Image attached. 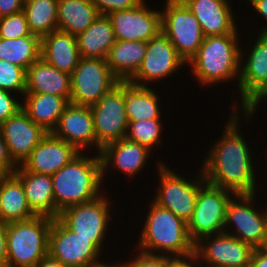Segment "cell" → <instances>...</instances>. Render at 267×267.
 <instances>
[{
  "label": "cell",
  "instance_id": "obj_24",
  "mask_svg": "<svg viewBox=\"0 0 267 267\" xmlns=\"http://www.w3.org/2000/svg\"><path fill=\"white\" fill-rule=\"evenodd\" d=\"M41 58L71 75L80 59L76 36L59 30L42 36Z\"/></svg>",
  "mask_w": 267,
  "mask_h": 267
},
{
  "label": "cell",
  "instance_id": "obj_18",
  "mask_svg": "<svg viewBox=\"0 0 267 267\" xmlns=\"http://www.w3.org/2000/svg\"><path fill=\"white\" fill-rule=\"evenodd\" d=\"M148 3V0H145L135 8L107 15L116 40L148 42L161 32L160 8H151V3Z\"/></svg>",
  "mask_w": 267,
  "mask_h": 267
},
{
  "label": "cell",
  "instance_id": "obj_20",
  "mask_svg": "<svg viewBox=\"0 0 267 267\" xmlns=\"http://www.w3.org/2000/svg\"><path fill=\"white\" fill-rule=\"evenodd\" d=\"M0 130L9 155L17 166L23 164L48 134L42 126L33 122L22 108L0 124Z\"/></svg>",
  "mask_w": 267,
  "mask_h": 267
},
{
  "label": "cell",
  "instance_id": "obj_7",
  "mask_svg": "<svg viewBox=\"0 0 267 267\" xmlns=\"http://www.w3.org/2000/svg\"><path fill=\"white\" fill-rule=\"evenodd\" d=\"M53 218L36 215L7 225L6 267H36L48 255Z\"/></svg>",
  "mask_w": 267,
  "mask_h": 267
},
{
  "label": "cell",
  "instance_id": "obj_21",
  "mask_svg": "<svg viewBox=\"0 0 267 267\" xmlns=\"http://www.w3.org/2000/svg\"><path fill=\"white\" fill-rule=\"evenodd\" d=\"M200 23L205 37L239 33V12L230 0H183ZM235 14H238L237 16ZM240 28V29H238Z\"/></svg>",
  "mask_w": 267,
  "mask_h": 267
},
{
  "label": "cell",
  "instance_id": "obj_41",
  "mask_svg": "<svg viewBox=\"0 0 267 267\" xmlns=\"http://www.w3.org/2000/svg\"><path fill=\"white\" fill-rule=\"evenodd\" d=\"M17 165L11 159L7 144L0 130V177L14 174Z\"/></svg>",
  "mask_w": 267,
  "mask_h": 267
},
{
  "label": "cell",
  "instance_id": "obj_35",
  "mask_svg": "<svg viewBox=\"0 0 267 267\" xmlns=\"http://www.w3.org/2000/svg\"><path fill=\"white\" fill-rule=\"evenodd\" d=\"M25 77L26 71L22 67L0 60V89L22 98L26 90Z\"/></svg>",
  "mask_w": 267,
  "mask_h": 267
},
{
  "label": "cell",
  "instance_id": "obj_11",
  "mask_svg": "<svg viewBox=\"0 0 267 267\" xmlns=\"http://www.w3.org/2000/svg\"><path fill=\"white\" fill-rule=\"evenodd\" d=\"M233 192L205 183L198 191L195 209L187 222L194 243L201 238L224 232L226 207Z\"/></svg>",
  "mask_w": 267,
  "mask_h": 267
},
{
  "label": "cell",
  "instance_id": "obj_2",
  "mask_svg": "<svg viewBox=\"0 0 267 267\" xmlns=\"http://www.w3.org/2000/svg\"><path fill=\"white\" fill-rule=\"evenodd\" d=\"M243 32L204 37L197 53L187 63L190 74L200 88L219 85L215 87L216 90L220 85L230 82L238 86Z\"/></svg>",
  "mask_w": 267,
  "mask_h": 267
},
{
  "label": "cell",
  "instance_id": "obj_43",
  "mask_svg": "<svg viewBox=\"0 0 267 267\" xmlns=\"http://www.w3.org/2000/svg\"><path fill=\"white\" fill-rule=\"evenodd\" d=\"M23 7V0H0V17L19 13Z\"/></svg>",
  "mask_w": 267,
  "mask_h": 267
},
{
  "label": "cell",
  "instance_id": "obj_4",
  "mask_svg": "<svg viewBox=\"0 0 267 267\" xmlns=\"http://www.w3.org/2000/svg\"><path fill=\"white\" fill-rule=\"evenodd\" d=\"M149 202L144 219L138 217L143 227L138 231L139 239L132 248L148 254L171 257L194 253L195 243L189 236L187 223L153 200ZM141 221H144V225Z\"/></svg>",
  "mask_w": 267,
  "mask_h": 267
},
{
  "label": "cell",
  "instance_id": "obj_1",
  "mask_svg": "<svg viewBox=\"0 0 267 267\" xmlns=\"http://www.w3.org/2000/svg\"><path fill=\"white\" fill-rule=\"evenodd\" d=\"M229 111L231 113L228 114L221 135L209 144L199 166H201L205 181L210 185L229 190L234 194L260 193L259 185H264L266 180L263 184L259 182L266 176V173L262 176L259 175L263 171L262 167L258 168L261 164H257V162L259 160L263 162V160L254 154L251 143L250 145L248 143L249 139H246L248 137H245L247 134L243 135L241 131L243 129L241 124L243 122L247 125L252 123L254 115H258V111H240V109H230ZM256 157L260 159L257 160ZM259 177L262 178L259 179Z\"/></svg>",
  "mask_w": 267,
  "mask_h": 267
},
{
  "label": "cell",
  "instance_id": "obj_47",
  "mask_svg": "<svg viewBox=\"0 0 267 267\" xmlns=\"http://www.w3.org/2000/svg\"><path fill=\"white\" fill-rule=\"evenodd\" d=\"M112 261L114 262L111 263V260L104 262L103 260V262L98 267H130V265L125 261V259H121L119 261H115L112 259Z\"/></svg>",
  "mask_w": 267,
  "mask_h": 267
},
{
  "label": "cell",
  "instance_id": "obj_19",
  "mask_svg": "<svg viewBox=\"0 0 267 267\" xmlns=\"http://www.w3.org/2000/svg\"><path fill=\"white\" fill-rule=\"evenodd\" d=\"M51 133L73 145L79 152L97 153V138L90 106L70 103Z\"/></svg>",
  "mask_w": 267,
  "mask_h": 267
},
{
  "label": "cell",
  "instance_id": "obj_8",
  "mask_svg": "<svg viewBox=\"0 0 267 267\" xmlns=\"http://www.w3.org/2000/svg\"><path fill=\"white\" fill-rule=\"evenodd\" d=\"M109 194V190H107L92 201L67 207L58 216V219L70 231L76 233L77 236L92 238V243L104 255L108 249L107 247H109L106 244L110 243V245H113L114 243V241L111 243L108 240L110 231L112 232L110 228L114 224L113 217L116 216L113 211L115 204L110 201L113 198Z\"/></svg>",
  "mask_w": 267,
  "mask_h": 267
},
{
  "label": "cell",
  "instance_id": "obj_45",
  "mask_svg": "<svg viewBox=\"0 0 267 267\" xmlns=\"http://www.w3.org/2000/svg\"><path fill=\"white\" fill-rule=\"evenodd\" d=\"M250 267H267V247L254 249Z\"/></svg>",
  "mask_w": 267,
  "mask_h": 267
},
{
  "label": "cell",
  "instance_id": "obj_3",
  "mask_svg": "<svg viewBox=\"0 0 267 267\" xmlns=\"http://www.w3.org/2000/svg\"><path fill=\"white\" fill-rule=\"evenodd\" d=\"M55 202V218L72 205L86 203L107 189L102 179L100 155L80 152L67 165L51 175Z\"/></svg>",
  "mask_w": 267,
  "mask_h": 267
},
{
  "label": "cell",
  "instance_id": "obj_42",
  "mask_svg": "<svg viewBox=\"0 0 267 267\" xmlns=\"http://www.w3.org/2000/svg\"><path fill=\"white\" fill-rule=\"evenodd\" d=\"M167 267H202L197 255L191 253L186 256H167Z\"/></svg>",
  "mask_w": 267,
  "mask_h": 267
},
{
  "label": "cell",
  "instance_id": "obj_22",
  "mask_svg": "<svg viewBox=\"0 0 267 267\" xmlns=\"http://www.w3.org/2000/svg\"><path fill=\"white\" fill-rule=\"evenodd\" d=\"M79 153L73 145L48 132L21 166L29 172L53 175Z\"/></svg>",
  "mask_w": 267,
  "mask_h": 267
},
{
  "label": "cell",
  "instance_id": "obj_30",
  "mask_svg": "<svg viewBox=\"0 0 267 267\" xmlns=\"http://www.w3.org/2000/svg\"><path fill=\"white\" fill-rule=\"evenodd\" d=\"M78 51L83 58H103L115 44L116 38L107 15L99 17L82 33L76 36Z\"/></svg>",
  "mask_w": 267,
  "mask_h": 267
},
{
  "label": "cell",
  "instance_id": "obj_32",
  "mask_svg": "<svg viewBox=\"0 0 267 267\" xmlns=\"http://www.w3.org/2000/svg\"><path fill=\"white\" fill-rule=\"evenodd\" d=\"M41 57V37L0 38V60L8 61L25 71Z\"/></svg>",
  "mask_w": 267,
  "mask_h": 267
},
{
  "label": "cell",
  "instance_id": "obj_12",
  "mask_svg": "<svg viewBox=\"0 0 267 267\" xmlns=\"http://www.w3.org/2000/svg\"><path fill=\"white\" fill-rule=\"evenodd\" d=\"M185 67L187 63L177 53L171 41L160 32L147 42L143 61L129 82L138 86H157V83L162 84V80L168 81L176 73L179 75Z\"/></svg>",
  "mask_w": 267,
  "mask_h": 267
},
{
  "label": "cell",
  "instance_id": "obj_25",
  "mask_svg": "<svg viewBox=\"0 0 267 267\" xmlns=\"http://www.w3.org/2000/svg\"><path fill=\"white\" fill-rule=\"evenodd\" d=\"M14 174L21 180L30 209L36 215L55 219V202L51 175L26 171L21 165Z\"/></svg>",
  "mask_w": 267,
  "mask_h": 267
},
{
  "label": "cell",
  "instance_id": "obj_44",
  "mask_svg": "<svg viewBox=\"0 0 267 267\" xmlns=\"http://www.w3.org/2000/svg\"><path fill=\"white\" fill-rule=\"evenodd\" d=\"M7 225L8 223L2 221L0 218V267H6L7 261Z\"/></svg>",
  "mask_w": 267,
  "mask_h": 267
},
{
  "label": "cell",
  "instance_id": "obj_38",
  "mask_svg": "<svg viewBox=\"0 0 267 267\" xmlns=\"http://www.w3.org/2000/svg\"><path fill=\"white\" fill-rule=\"evenodd\" d=\"M100 15L115 11L128 10L141 5L145 0H91Z\"/></svg>",
  "mask_w": 267,
  "mask_h": 267
},
{
  "label": "cell",
  "instance_id": "obj_14",
  "mask_svg": "<svg viewBox=\"0 0 267 267\" xmlns=\"http://www.w3.org/2000/svg\"><path fill=\"white\" fill-rule=\"evenodd\" d=\"M48 254L66 267H98L103 259H109L103 257L107 255L92 243V238L77 236L58 218L52 221Z\"/></svg>",
  "mask_w": 267,
  "mask_h": 267
},
{
  "label": "cell",
  "instance_id": "obj_39",
  "mask_svg": "<svg viewBox=\"0 0 267 267\" xmlns=\"http://www.w3.org/2000/svg\"><path fill=\"white\" fill-rule=\"evenodd\" d=\"M21 99L15 93L0 89V124L21 109Z\"/></svg>",
  "mask_w": 267,
  "mask_h": 267
},
{
  "label": "cell",
  "instance_id": "obj_40",
  "mask_svg": "<svg viewBox=\"0 0 267 267\" xmlns=\"http://www.w3.org/2000/svg\"><path fill=\"white\" fill-rule=\"evenodd\" d=\"M247 3V5H249L253 10V14L255 13V15H251V17L254 16L258 18V16L260 17L259 19H257V21L259 20L261 23V25H259V22H255L256 24H254L255 26L258 27V29H255L256 31L253 32H261V33H267V0H245Z\"/></svg>",
  "mask_w": 267,
  "mask_h": 267
},
{
  "label": "cell",
  "instance_id": "obj_28",
  "mask_svg": "<svg viewBox=\"0 0 267 267\" xmlns=\"http://www.w3.org/2000/svg\"><path fill=\"white\" fill-rule=\"evenodd\" d=\"M147 42L116 40L106 56L112 74L121 82L129 81L146 54Z\"/></svg>",
  "mask_w": 267,
  "mask_h": 267
},
{
  "label": "cell",
  "instance_id": "obj_36",
  "mask_svg": "<svg viewBox=\"0 0 267 267\" xmlns=\"http://www.w3.org/2000/svg\"><path fill=\"white\" fill-rule=\"evenodd\" d=\"M24 36H38L32 34L23 11L0 17V38L18 39Z\"/></svg>",
  "mask_w": 267,
  "mask_h": 267
},
{
  "label": "cell",
  "instance_id": "obj_6",
  "mask_svg": "<svg viewBox=\"0 0 267 267\" xmlns=\"http://www.w3.org/2000/svg\"><path fill=\"white\" fill-rule=\"evenodd\" d=\"M161 160L159 158L155 160L158 174L156 180L159 184L155 187L156 191H153L155 193L151 199L187 223L195 209L198 191L206 183L201 168L198 166V171L194 173L196 175L189 174L188 177L187 171L184 174L186 176L182 171L179 174L178 168L176 171L173 165Z\"/></svg>",
  "mask_w": 267,
  "mask_h": 267
},
{
  "label": "cell",
  "instance_id": "obj_34",
  "mask_svg": "<svg viewBox=\"0 0 267 267\" xmlns=\"http://www.w3.org/2000/svg\"><path fill=\"white\" fill-rule=\"evenodd\" d=\"M163 119L165 118L128 121L126 138L148 147L155 153L156 148H159L165 142V134L163 132L166 130V125Z\"/></svg>",
  "mask_w": 267,
  "mask_h": 267
},
{
  "label": "cell",
  "instance_id": "obj_16",
  "mask_svg": "<svg viewBox=\"0 0 267 267\" xmlns=\"http://www.w3.org/2000/svg\"><path fill=\"white\" fill-rule=\"evenodd\" d=\"M254 249L223 232L201 238L194 252L202 267H250Z\"/></svg>",
  "mask_w": 267,
  "mask_h": 267
},
{
  "label": "cell",
  "instance_id": "obj_13",
  "mask_svg": "<svg viewBox=\"0 0 267 267\" xmlns=\"http://www.w3.org/2000/svg\"><path fill=\"white\" fill-rule=\"evenodd\" d=\"M119 82L110 71L106 59L80 57L71 74L70 103L92 106Z\"/></svg>",
  "mask_w": 267,
  "mask_h": 267
},
{
  "label": "cell",
  "instance_id": "obj_46",
  "mask_svg": "<svg viewBox=\"0 0 267 267\" xmlns=\"http://www.w3.org/2000/svg\"><path fill=\"white\" fill-rule=\"evenodd\" d=\"M36 267H66L60 261L55 258H52L49 254L46 255Z\"/></svg>",
  "mask_w": 267,
  "mask_h": 267
},
{
  "label": "cell",
  "instance_id": "obj_10",
  "mask_svg": "<svg viewBox=\"0 0 267 267\" xmlns=\"http://www.w3.org/2000/svg\"><path fill=\"white\" fill-rule=\"evenodd\" d=\"M160 6L161 32L188 63L197 53L205 37L200 23L183 0H164Z\"/></svg>",
  "mask_w": 267,
  "mask_h": 267
},
{
  "label": "cell",
  "instance_id": "obj_23",
  "mask_svg": "<svg viewBox=\"0 0 267 267\" xmlns=\"http://www.w3.org/2000/svg\"><path fill=\"white\" fill-rule=\"evenodd\" d=\"M25 79V93L54 94L70 102L71 75L53 67L43 58L37 59L26 70Z\"/></svg>",
  "mask_w": 267,
  "mask_h": 267
},
{
  "label": "cell",
  "instance_id": "obj_26",
  "mask_svg": "<svg viewBox=\"0 0 267 267\" xmlns=\"http://www.w3.org/2000/svg\"><path fill=\"white\" fill-rule=\"evenodd\" d=\"M155 88L138 86L125 81V108L128 121L163 118L162 108L165 104L159 93L161 91Z\"/></svg>",
  "mask_w": 267,
  "mask_h": 267
},
{
  "label": "cell",
  "instance_id": "obj_9",
  "mask_svg": "<svg viewBox=\"0 0 267 267\" xmlns=\"http://www.w3.org/2000/svg\"><path fill=\"white\" fill-rule=\"evenodd\" d=\"M259 198L258 193L234 194L226 207L224 232L254 248H266L267 202L263 207L257 204Z\"/></svg>",
  "mask_w": 267,
  "mask_h": 267
},
{
  "label": "cell",
  "instance_id": "obj_27",
  "mask_svg": "<svg viewBox=\"0 0 267 267\" xmlns=\"http://www.w3.org/2000/svg\"><path fill=\"white\" fill-rule=\"evenodd\" d=\"M69 104L66 98L58 95L25 93L21 108L33 122L42 126L47 132H52Z\"/></svg>",
  "mask_w": 267,
  "mask_h": 267
},
{
  "label": "cell",
  "instance_id": "obj_33",
  "mask_svg": "<svg viewBox=\"0 0 267 267\" xmlns=\"http://www.w3.org/2000/svg\"><path fill=\"white\" fill-rule=\"evenodd\" d=\"M58 0H28L23 12L32 34L40 37L57 30Z\"/></svg>",
  "mask_w": 267,
  "mask_h": 267
},
{
  "label": "cell",
  "instance_id": "obj_29",
  "mask_svg": "<svg viewBox=\"0 0 267 267\" xmlns=\"http://www.w3.org/2000/svg\"><path fill=\"white\" fill-rule=\"evenodd\" d=\"M21 180L15 175L0 177V218L6 223L33 218Z\"/></svg>",
  "mask_w": 267,
  "mask_h": 267
},
{
  "label": "cell",
  "instance_id": "obj_17",
  "mask_svg": "<svg viewBox=\"0 0 267 267\" xmlns=\"http://www.w3.org/2000/svg\"><path fill=\"white\" fill-rule=\"evenodd\" d=\"M99 155L102 163V179L103 183L106 184L107 187H109V185H107L109 182L106 181L108 179L111 181V176L109 175H113V173L110 172H116L118 170V174L119 172H122L121 174L126 176L128 181L132 180L133 182L137 180V176L142 174L141 172L144 168L145 170L146 167L148 168V162L150 160L153 161L152 159L155 158L152 157L154 152H152L148 147L137 142L130 141L127 138H121L118 141L105 145L101 149Z\"/></svg>",
  "mask_w": 267,
  "mask_h": 267
},
{
  "label": "cell",
  "instance_id": "obj_15",
  "mask_svg": "<svg viewBox=\"0 0 267 267\" xmlns=\"http://www.w3.org/2000/svg\"><path fill=\"white\" fill-rule=\"evenodd\" d=\"M90 108L99 154L105 145L126 138L128 119L125 108V81L119 82Z\"/></svg>",
  "mask_w": 267,
  "mask_h": 267
},
{
  "label": "cell",
  "instance_id": "obj_5",
  "mask_svg": "<svg viewBox=\"0 0 267 267\" xmlns=\"http://www.w3.org/2000/svg\"><path fill=\"white\" fill-rule=\"evenodd\" d=\"M250 32L241 42L240 76L236 92H229L233 95L229 109L259 111L262 103L267 104V33L253 34L252 28Z\"/></svg>",
  "mask_w": 267,
  "mask_h": 267
},
{
  "label": "cell",
  "instance_id": "obj_31",
  "mask_svg": "<svg viewBox=\"0 0 267 267\" xmlns=\"http://www.w3.org/2000/svg\"><path fill=\"white\" fill-rule=\"evenodd\" d=\"M57 30L77 36L100 15L91 0H58Z\"/></svg>",
  "mask_w": 267,
  "mask_h": 267
},
{
  "label": "cell",
  "instance_id": "obj_37",
  "mask_svg": "<svg viewBox=\"0 0 267 267\" xmlns=\"http://www.w3.org/2000/svg\"><path fill=\"white\" fill-rule=\"evenodd\" d=\"M129 252L130 253L128 254H131L132 257L130 256L129 258L128 255H126L128 260L126 259L125 261L130 265V267H167L166 255L148 254L141 252L136 248H134L132 251L129 250Z\"/></svg>",
  "mask_w": 267,
  "mask_h": 267
}]
</instances>
